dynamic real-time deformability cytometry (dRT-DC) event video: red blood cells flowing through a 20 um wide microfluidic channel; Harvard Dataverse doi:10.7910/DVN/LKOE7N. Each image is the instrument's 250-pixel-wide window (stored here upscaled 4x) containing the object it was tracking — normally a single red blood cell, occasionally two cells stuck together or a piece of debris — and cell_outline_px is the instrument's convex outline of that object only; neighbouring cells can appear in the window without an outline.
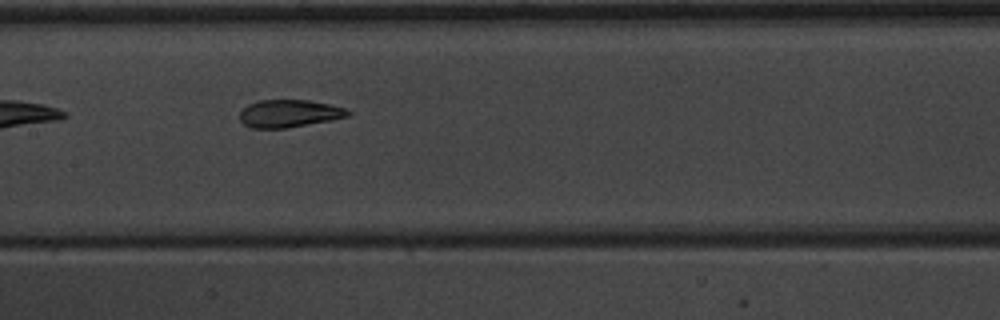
{"species": "common noctule bat (a hibernating species)", "species_latin": "Nyctalus noctula", "temperature_condition": "warm", "stored_images_in_passage": 7, "camera_frame_rate_fps": 3000, "um_per_image_px": 0.085, "animal": {"sex": "male", "body_mass_g": 20.1, "forearm_length_mm": 53.5}, "frame": {"image": 1, "passage_image": 6, "time_ms": 7.0, "image_size_px": [1000, 320], "cell_outline_px": [[352, 112], [348, 116], [288, 128], [252, 128], [244, 124], [240, 120], [240, 112], [248, 104], [260, 100], [308, 100], [348, 108]], "centroid_in_image_um": [24.58, 9.64], "position_along_channel_um": 182.8, "area_um2": 17.28}}
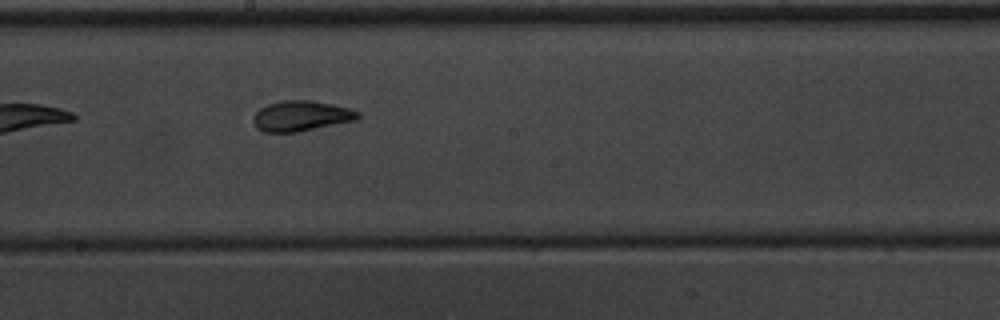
{"frame": {"image": 2, "passage_image": 7, "time_ms": 8.0, "image_size_px": [1000, 320], "cell_outline_px": [[360, 116], [356, 120], [296, 132], [264, 132], [256, 128], [252, 120], [252, 116], [260, 108], [268, 104], [280, 100], [312, 100], [332, 104], [348, 108], [360, 112]], "centroid_in_image_um": [25.56, 9.85], "position_along_channel_um": 222.6, "area_um2": 18.55}}